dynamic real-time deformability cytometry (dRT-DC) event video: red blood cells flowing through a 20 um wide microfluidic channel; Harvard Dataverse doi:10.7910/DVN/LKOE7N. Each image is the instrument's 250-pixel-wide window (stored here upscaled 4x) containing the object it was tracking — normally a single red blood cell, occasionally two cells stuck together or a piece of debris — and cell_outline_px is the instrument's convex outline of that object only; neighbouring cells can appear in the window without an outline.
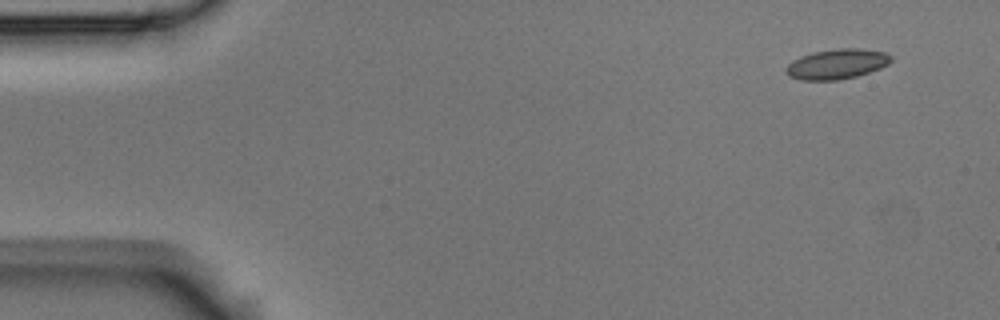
{"species": "Egyptian fruit bat (a non-hibernating species)", "species_latin": "Rousettus aegyptiacus", "temperature_condition": "room temperature", "stored_images_in_passage": 10, "camera_frame_rate_fps": 3000, "um_per_image_px": 0.085, "animal": {"sex": "male"}, "frame": {"image": 1, "passage_image": 1, "time_ms": 0.0, "image_size_px": [1000, 320], "cell_outline_px": [[892, 60], [888, 64], [880, 68], [856, 76], [836, 80], [804, 80], [788, 76], [784, 72], [784, 68], [792, 60], [800, 56], [812, 52], [840, 48], [860, 48], [888, 52], [892, 56]], "centroid_in_image_um": [71.12, 5.43], "position_along_channel_um": 13.9, "area_um2": 18.55}}
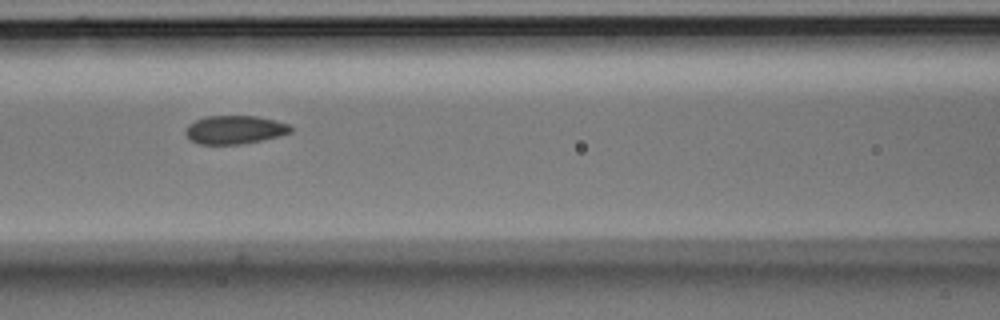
{"frame": {"image": 2, "passage_image": 6, "time_ms": 1.667, "image_size_px": [1000, 320], "cell_outline_px": [[292, 132], [280, 136], [264, 140], [240, 144], [200, 144], [192, 140], [184, 132], [184, 128], [188, 124], [204, 116], [256, 116], [276, 120], [288, 124], [292, 128]], "centroid_in_image_um": [19.96, 11.02], "position_along_channel_um": 146.6, "area_um2": 17.51}}
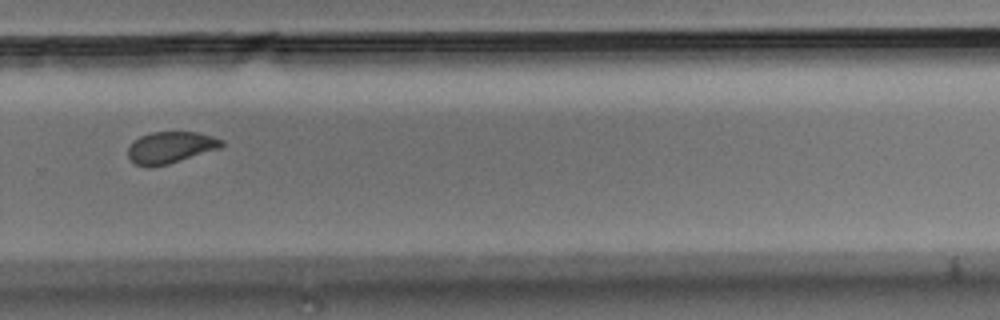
{"frame": {"image": 3, "passage_image": 10, "time_ms": 3.0, "image_size_px": [1000, 320], "cell_outline_px": [[224, 144], [220, 148], [168, 164], [136, 164], [128, 156], [128, 148], [140, 136], [152, 132], [196, 132], [212, 136], [224, 140]], "centroid_in_image_um": [14.55, 12.49], "position_along_channel_um": 315.2, "area_um2": 16.65}}